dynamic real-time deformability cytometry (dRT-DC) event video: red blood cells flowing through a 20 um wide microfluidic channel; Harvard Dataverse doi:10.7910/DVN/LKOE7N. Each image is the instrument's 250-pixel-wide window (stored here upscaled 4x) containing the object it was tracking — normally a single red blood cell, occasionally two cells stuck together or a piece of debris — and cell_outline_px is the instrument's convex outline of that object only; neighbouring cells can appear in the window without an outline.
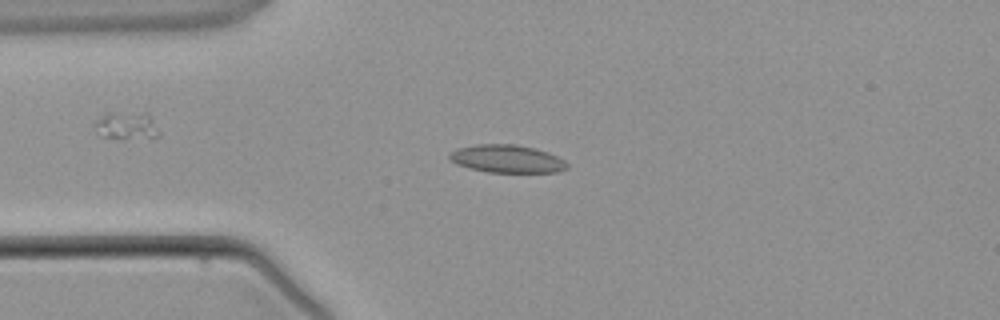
{"species": "common noctule bat (a hibernating species)", "species_latin": "Nyctalus noctula", "temperature_condition": "warm", "stored_images_in_passage": 3, "camera_frame_rate_fps": 3000, "um_per_image_px": 0.085, "animal": {"sex": "male", "body_mass_g": 21.5, "forearm_length_mm": 52.0}, "frame": {"image": 1, "passage_image": 3, "time_ms": 2.333, "image_size_px": [1000, 320], "cell_outline_px": [[568, 168], [556, 172], [488, 172], [468, 168], [456, 164], [448, 156], [456, 148], [476, 144], [516, 144], [536, 148], [548, 152], [564, 160], [568, 164]], "centroid_in_image_um": [43.09, 13.49], "position_along_channel_um": 41.9, "area_um2": 19.13}}